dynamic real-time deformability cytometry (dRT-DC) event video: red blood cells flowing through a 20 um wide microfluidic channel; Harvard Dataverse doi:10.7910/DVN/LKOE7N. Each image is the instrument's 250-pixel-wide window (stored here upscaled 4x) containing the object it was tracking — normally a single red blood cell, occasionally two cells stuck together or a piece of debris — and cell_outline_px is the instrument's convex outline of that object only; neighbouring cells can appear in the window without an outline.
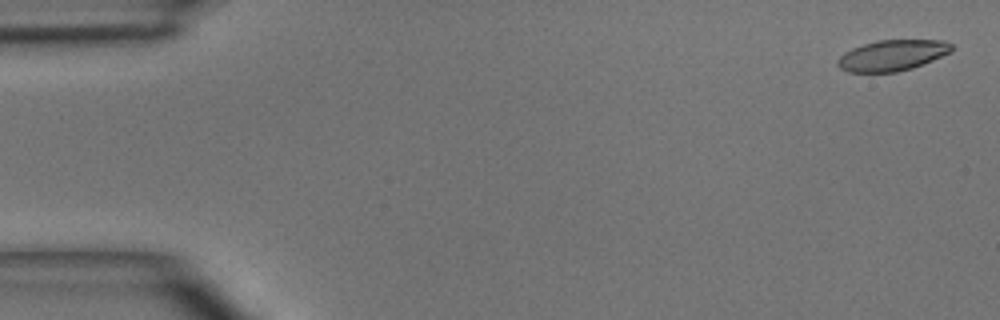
{"species": "common noctule bat (a hibernating species)", "species_latin": "Nyctalus noctula", "temperature_condition": "room temperature", "stored_images_in_passage": 5, "camera_frame_rate_fps": 3000, "um_per_image_px": 0.085, "animal": {"sex": "male", "body_mass_g": 15.6}, "frame": {"image": 1, "passage_image": 1, "time_ms": 0.0, "image_size_px": [1000, 320], "cell_outline_px": [[952, 52], [912, 68], [896, 72], [848, 72], [840, 68], [836, 64], [836, 60], [844, 52], [852, 48], [864, 44], [880, 40], [944, 40], [952, 44]], "centroid_in_image_um": [75.83, 4.7], "position_along_channel_um": 9.2, "area_um2": 20.46}}
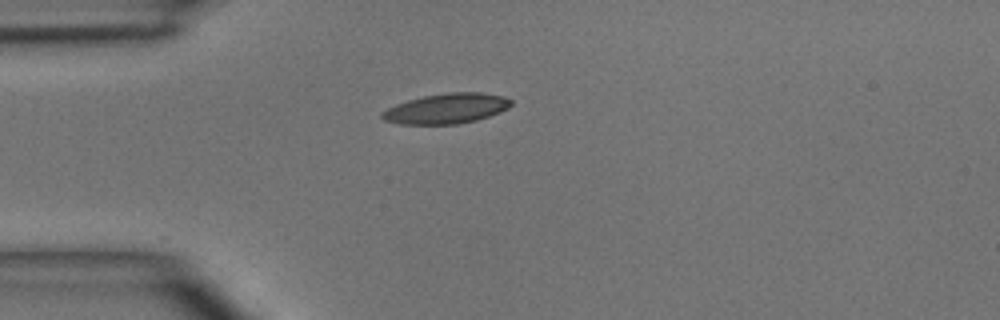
{"frame": {"image": 2, "passage_image": 4, "time_ms": 3.667, "image_size_px": [1000, 320], "cell_outline_px": [[512, 104], [508, 108], [500, 112], [476, 120], [456, 124], [400, 124], [384, 120], [380, 116], [380, 112], [396, 104], [408, 100], [424, 96], [448, 92], [480, 92], [504, 96], [512, 100]], "centroid_in_image_um": [37.95, 9.22], "position_along_channel_um": 47.1, "area_um2": 22.66}}